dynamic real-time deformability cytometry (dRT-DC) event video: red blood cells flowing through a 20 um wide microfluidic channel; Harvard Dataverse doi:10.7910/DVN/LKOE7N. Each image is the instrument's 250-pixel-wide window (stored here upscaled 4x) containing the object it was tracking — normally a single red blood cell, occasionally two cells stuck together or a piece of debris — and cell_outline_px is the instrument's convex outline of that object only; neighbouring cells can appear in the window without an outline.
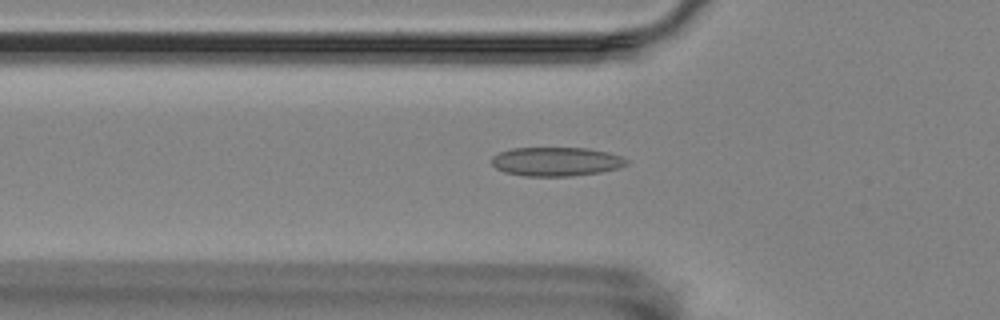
{"species": "Egyptian fruit bat (a non-hibernating species)", "species_latin": "Rousettus aegyptiacus", "temperature_condition": "room temperature", "stored_images_in_passage": 42, "camera_frame_rate_fps": 3000, "um_per_image_px": 0.085, "animal": {"sex": "female"}, "frame": {"image": 1, "passage_image": 9, "time_ms": 2.667, "image_size_px": [1000, 320], "cell_outline_px": [[628, 164], [616, 168], [600, 172], [568, 176], [528, 176], [504, 172], [496, 168], [492, 164], [492, 156], [500, 152], [512, 148], [588, 148], [608, 152], [620, 156], [628, 160]], "centroid_in_image_um": [47.26, 13.73], "position_along_channel_um": 78.5, "area_um2": 22.6}}
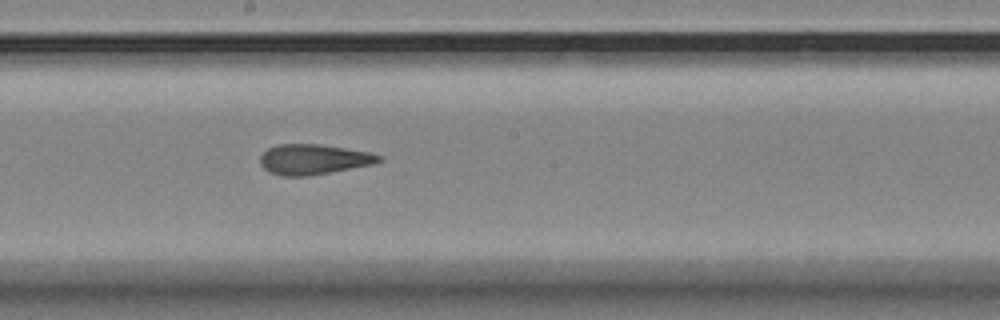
{"frame": {"image": 2, "passage_image": 21, "time_ms": 6.667, "image_size_px": [1000, 320], "cell_outline_px": [[384, 160], [372, 164], [308, 176], [280, 176], [268, 172], [260, 164], [260, 156], [268, 148], [280, 144], [320, 144], [368, 152], [384, 156]], "centroid_in_image_um": [26.63, 13.55], "position_along_channel_um": 221.6, "area_um2": 20.87}}
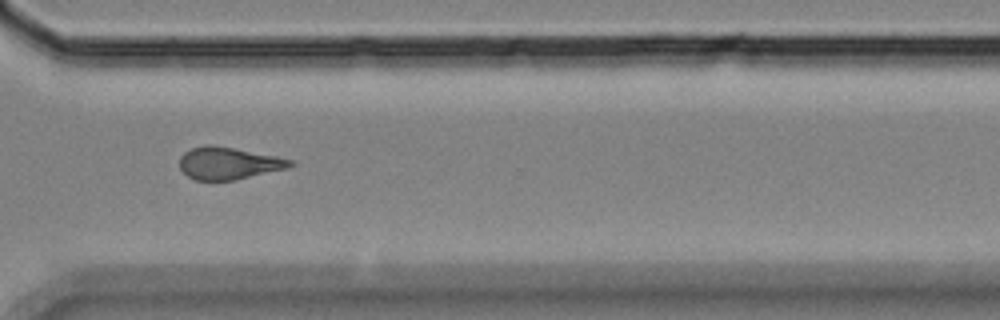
{"frame": {"image": 3, "passage_image": 32, "time_ms": 10.333, "image_size_px": [1000, 320], "cell_outline_px": [[296, 164], [288, 168], [236, 180], [196, 180], [188, 176], [180, 168], [180, 156], [184, 152], [192, 148], [204, 144], [212, 144], [276, 156], [296, 160]], "centroid_in_image_um": [19.46, 13.87], "position_along_channel_um": 351.1, "area_um2": 20.92}, "authors_computed_cell_mechanics": {"area_um2": 20.8947, "velocity_mm_per_s": 3.5435, "shape_relaxation_time_tau1_ms": null, "shape_relaxation_time_tau2_ms": 2.4635, "deformation_change_tau1": null, "deformation_change_tau2": 0.1098}}